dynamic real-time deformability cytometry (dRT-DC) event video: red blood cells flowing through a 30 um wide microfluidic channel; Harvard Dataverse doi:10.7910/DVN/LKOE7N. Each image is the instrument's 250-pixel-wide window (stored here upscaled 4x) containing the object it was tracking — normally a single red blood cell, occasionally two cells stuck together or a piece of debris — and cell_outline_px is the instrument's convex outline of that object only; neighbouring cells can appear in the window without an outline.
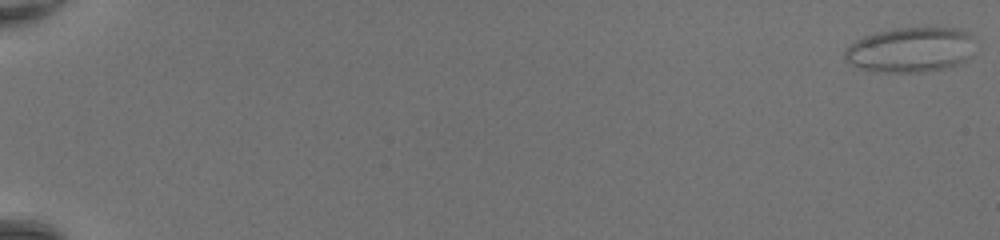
{"species": "common noctule bat (a hibernating species)", "species_latin": "Nyctalus noctula", "temperature_condition": "room temperature", "stored_images_in_passage": 14, "camera_frame_rate_fps": 3000, "um_per_image_px": 0.085, "animal": {"sex": "female", "body_mass_g": 20.0, "forearm_length_mm": 54.0}, "frame": {"image": 1, "passage_image": 1, "time_ms": 0.0, "image_size_px": [1000, 240], "cell_outline_px": [[976, 36], [972, 56], [968, 60], [960, 64], [924, 72], [880, 72], [860, 68], [844, 60], [844, 48], [856, 40], [872, 32], [892, 28], [960, 28]], "centroid_in_image_um": [77.43, 4.22], "position_along_channel_um": 7.6, "area_um2": 34.91}}